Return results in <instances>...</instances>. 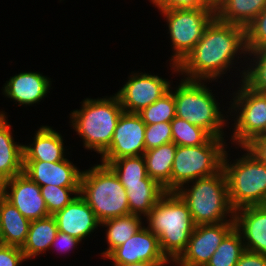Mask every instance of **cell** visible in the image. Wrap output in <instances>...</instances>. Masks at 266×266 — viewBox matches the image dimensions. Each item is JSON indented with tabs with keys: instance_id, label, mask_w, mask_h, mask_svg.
Masks as SVG:
<instances>
[{
	"instance_id": "obj_1",
	"label": "cell",
	"mask_w": 266,
	"mask_h": 266,
	"mask_svg": "<svg viewBox=\"0 0 266 266\" xmlns=\"http://www.w3.org/2000/svg\"><path fill=\"white\" fill-rule=\"evenodd\" d=\"M247 53L245 28L215 17L196 46L177 65L178 75L186 80L216 82L227 71L230 73L233 65L241 63L237 60L247 57Z\"/></svg>"
},
{
	"instance_id": "obj_2",
	"label": "cell",
	"mask_w": 266,
	"mask_h": 266,
	"mask_svg": "<svg viewBox=\"0 0 266 266\" xmlns=\"http://www.w3.org/2000/svg\"><path fill=\"white\" fill-rule=\"evenodd\" d=\"M145 218L146 227L158 237L161 252L173 263L196 227L187 203L177 192H166Z\"/></svg>"
},
{
	"instance_id": "obj_3",
	"label": "cell",
	"mask_w": 266,
	"mask_h": 266,
	"mask_svg": "<svg viewBox=\"0 0 266 266\" xmlns=\"http://www.w3.org/2000/svg\"><path fill=\"white\" fill-rule=\"evenodd\" d=\"M81 104V109L70 112V127L81 137L86 150L101 155L110 146L124 110L115 94L96 99L84 98Z\"/></svg>"
},
{
	"instance_id": "obj_4",
	"label": "cell",
	"mask_w": 266,
	"mask_h": 266,
	"mask_svg": "<svg viewBox=\"0 0 266 266\" xmlns=\"http://www.w3.org/2000/svg\"><path fill=\"white\" fill-rule=\"evenodd\" d=\"M179 81L176 88L171 85L169 88L174 95L176 116L201 127L212 137L225 138L223 128L230 124L229 115L221 112V104L216 101L207 83L183 78Z\"/></svg>"
},
{
	"instance_id": "obj_5",
	"label": "cell",
	"mask_w": 266,
	"mask_h": 266,
	"mask_svg": "<svg viewBox=\"0 0 266 266\" xmlns=\"http://www.w3.org/2000/svg\"><path fill=\"white\" fill-rule=\"evenodd\" d=\"M189 183L191 186L187 183L188 186L183 185L176 192L187 203L196 226L234 222L235 210L229 201L227 178L223 169Z\"/></svg>"
},
{
	"instance_id": "obj_6",
	"label": "cell",
	"mask_w": 266,
	"mask_h": 266,
	"mask_svg": "<svg viewBox=\"0 0 266 266\" xmlns=\"http://www.w3.org/2000/svg\"><path fill=\"white\" fill-rule=\"evenodd\" d=\"M79 195L100 223L130 214L126 190L108 165L95 164L82 171Z\"/></svg>"
},
{
	"instance_id": "obj_7",
	"label": "cell",
	"mask_w": 266,
	"mask_h": 266,
	"mask_svg": "<svg viewBox=\"0 0 266 266\" xmlns=\"http://www.w3.org/2000/svg\"><path fill=\"white\" fill-rule=\"evenodd\" d=\"M240 148L245 151L242 157L232 162L226 150L222 161L231 207L236 210L245 206L266 205V165L245 147Z\"/></svg>"
},
{
	"instance_id": "obj_8",
	"label": "cell",
	"mask_w": 266,
	"mask_h": 266,
	"mask_svg": "<svg viewBox=\"0 0 266 266\" xmlns=\"http://www.w3.org/2000/svg\"><path fill=\"white\" fill-rule=\"evenodd\" d=\"M226 145L224 138L212 137L203 145L177 146L171 173V192L193 180L219 172L228 148Z\"/></svg>"
},
{
	"instance_id": "obj_9",
	"label": "cell",
	"mask_w": 266,
	"mask_h": 266,
	"mask_svg": "<svg viewBox=\"0 0 266 266\" xmlns=\"http://www.w3.org/2000/svg\"><path fill=\"white\" fill-rule=\"evenodd\" d=\"M164 16L170 41L172 55L170 68L172 73L178 74L177 65L196 46L202 38L206 27L215 16V7L182 8L159 10ZM172 62V63H171Z\"/></svg>"
},
{
	"instance_id": "obj_10",
	"label": "cell",
	"mask_w": 266,
	"mask_h": 266,
	"mask_svg": "<svg viewBox=\"0 0 266 266\" xmlns=\"http://www.w3.org/2000/svg\"><path fill=\"white\" fill-rule=\"evenodd\" d=\"M240 83L237 91L231 93L233 102L230 101L228 109L231 111L229 117H235L230 141L232 145H238V149L260 136L266 128V94L252 91L242 81Z\"/></svg>"
},
{
	"instance_id": "obj_11",
	"label": "cell",
	"mask_w": 266,
	"mask_h": 266,
	"mask_svg": "<svg viewBox=\"0 0 266 266\" xmlns=\"http://www.w3.org/2000/svg\"><path fill=\"white\" fill-rule=\"evenodd\" d=\"M169 81L151 73L131 72L128 81L115 95L124 112L139 113L169 91Z\"/></svg>"
},
{
	"instance_id": "obj_12",
	"label": "cell",
	"mask_w": 266,
	"mask_h": 266,
	"mask_svg": "<svg viewBox=\"0 0 266 266\" xmlns=\"http://www.w3.org/2000/svg\"><path fill=\"white\" fill-rule=\"evenodd\" d=\"M234 227V222L197 225L189 237L186 249L172 265L206 266L225 236Z\"/></svg>"
},
{
	"instance_id": "obj_13",
	"label": "cell",
	"mask_w": 266,
	"mask_h": 266,
	"mask_svg": "<svg viewBox=\"0 0 266 266\" xmlns=\"http://www.w3.org/2000/svg\"><path fill=\"white\" fill-rule=\"evenodd\" d=\"M145 129L146 124L137 113L123 112L117 122L110 146L100 155L101 161L143 155L146 151Z\"/></svg>"
},
{
	"instance_id": "obj_14",
	"label": "cell",
	"mask_w": 266,
	"mask_h": 266,
	"mask_svg": "<svg viewBox=\"0 0 266 266\" xmlns=\"http://www.w3.org/2000/svg\"><path fill=\"white\" fill-rule=\"evenodd\" d=\"M3 194L30 221L50 216L40 186L24 172L4 182Z\"/></svg>"
},
{
	"instance_id": "obj_15",
	"label": "cell",
	"mask_w": 266,
	"mask_h": 266,
	"mask_svg": "<svg viewBox=\"0 0 266 266\" xmlns=\"http://www.w3.org/2000/svg\"><path fill=\"white\" fill-rule=\"evenodd\" d=\"M116 265L147 262H170L161 252L158 237L145 225L108 255Z\"/></svg>"
},
{
	"instance_id": "obj_16",
	"label": "cell",
	"mask_w": 266,
	"mask_h": 266,
	"mask_svg": "<svg viewBox=\"0 0 266 266\" xmlns=\"http://www.w3.org/2000/svg\"><path fill=\"white\" fill-rule=\"evenodd\" d=\"M65 158L60 162L23 160V172L40 187L55 185L59 187H80L82 171Z\"/></svg>"
},
{
	"instance_id": "obj_17",
	"label": "cell",
	"mask_w": 266,
	"mask_h": 266,
	"mask_svg": "<svg viewBox=\"0 0 266 266\" xmlns=\"http://www.w3.org/2000/svg\"><path fill=\"white\" fill-rule=\"evenodd\" d=\"M58 231L64 232L82 242L100 227L93 210L77 195L67 206L53 215Z\"/></svg>"
},
{
	"instance_id": "obj_18",
	"label": "cell",
	"mask_w": 266,
	"mask_h": 266,
	"mask_svg": "<svg viewBox=\"0 0 266 266\" xmlns=\"http://www.w3.org/2000/svg\"><path fill=\"white\" fill-rule=\"evenodd\" d=\"M234 223L241 234L245 250L266 256V205L236 209Z\"/></svg>"
},
{
	"instance_id": "obj_19",
	"label": "cell",
	"mask_w": 266,
	"mask_h": 266,
	"mask_svg": "<svg viewBox=\"0 0 266 266\" xmlns=\"http://www.w3.org/2000/svg\"><path fill=\"white\" fill-rule=\"evenodd\" d=\"M51 82V78L40 72H20L6 81L2 93L18 106H32L47 96Z\"/></svg>"
},
{
	"instance_id": "obj_20",
	"label": "cell",
	"mask_w": 266,
	"mask_h": 266,
	"mask_svg": "<svg viewBox=\"0 0 266 266\" xmlns=\"http://www.w3.org/2000/svg\"><path fill=\"white\" fill-rule=\"evenodd\" d=\"M32 140L29 145L23 144V160L60 162L65 159L63 137L52 127L40 126Z\"/></svg>"
},
{
	"instance_id": "obj_21",
	"label": "cell",
	"mask_w": 266,
	"mask_h": 266,
	"mask_svg": "<svg viewBox=\"0 0 266 266\" xmlns=\"http://www.w3.org/2000/svg\"><path fill=\"white\" fill-rule=\"evenodd\" d=\"M5 111L0 112V178L5 182L23 172V144L14 141Z\"/></svg>"
},
{
	"instance_id": "obj_22",
	"label": "cell",
	"mask_w": 266,
	"mask_h": 266,
	"mask_svg": "<svg viewBox=\"0 0 266 266\" xmlns=\"http://www.w3.org/2000/svg\"><path fill=\"white\" fill-rule=\"evenodd\" d=\"M30 220L4 197L0 204V243L22 248L26 242Z\"/></svg>"
},
{
	"instance_id": "obj_23",
	"label": "cell",
	"mask_w": 266,
	"mask_h": 266,
	"mask_svg": "<svg viewBox=\"0 0 266 266\" xmlns=\"http://www.w3.org/2000/svg\"><path fill=\"white\" fill-rule=\"evenodd\" d=\"M126 190L130 214L145 217L166 193L155 180L147 176L141 183L122 184Z\"/></svg>"
},
{
	"instance_id": "obj_24",
	"label": "cell",
	"mask_w": 266,
	"mask_h": 266,
	"mask_svg": "<svg viewBox=\"0 0 266 266\" xmlns=\"http://www.w3.org/2000/svg\"><path fill=\"white\" fill-rule=\"evenodd\" d=\"M177 145L173 142L145 151L147 175L171 192V173Z\"/></svg>"
},
{
	"instance_id": "obj_25",
	"label": "cell",
	"mask_w": 266,
	"mask_h": 266,
	"mask_svg": "<svg viewBox=\"0 0 266 266\" xmlns=\"http://www.w3.org/2000/svg\"><path fill=\"white\" fill-rule=\"evenodd\" d=\"M266 7V0H221L215 6L216 18L246 28Z\"/></svg>"
},
{
	"instance_id": "obj_26",
	"label": "cell",
	"mask_w": 266,
	"mask_h": 266,
	"mask_svg": "<svg viewBox=\"0 0 266 266\" xmlns=\"http://www.w3.org/2000/svg\"><path fill=\"white\" fill-rule=\"evenodd\" d=\"M57 232L56 220L52 215L46 218L32 220L29 225L26 242L21 248L25 259H35L38 255L49 251Z\"/></svg>"
},
{
	"instance_id": "obj_27",
	"label": "cell",
	"mask_w": 266,
	"mask_h": 266,
	"mask_svg": "<svg viewBox=\"0 0 266 266\" xmlns=\"http://www.w3.org/2000/svg\"><path fill=\"white\" fill-rule=\"evenodd\" d=\"M142 218L139 215L128 214L101 222L100 226L106 227L105 238L108 247L100 255L107 256L113 249L122 245L136 234L144 226Z\"/></svg>"
},
{
	"instance_id": "obj_28",
	"label": "cell",
	"mask_w": 266,
	"mask_h": 266,
	"mask_svg": "<svg viewBox=\"0 0 266 266\" xmlns=\"http://www.w3.org/2000/svg\"><path fill=\"white\" fill-rule=\"evenodd\" d=\"M247 52V55H249L247 59L251 61L246 64L247 66L245 65L247 68L241 67L242 71L237 68L241 72L239 77L241 76L242 79L240 81L252 91L266 94V48L247 50Z\"/></svg>"
},
{
	"instance_id": "obj_29",
	"label": "cell",
	"mask_w": 266,
	"mask_h": 266,
	"mask_svg": "<svg viewBox=\"0 0 266 266\" xmlns=\"http://www.w3.org/2000/svg\"><path fill=\"white\" fill-rule=\"evenodd\" d=\"M244 251L241 234L234 227L225 236L206 266H236Z\"/></svg>"
},
{
	"instance_id": "obj_30",
	"label": "cell",
	"mask_w": 266,
	"mask_h": 266,
	"mask_svg": "<svg viewBox=\"0 0 266 266\" xmlns=\"http://www.w3.org/2000/svg\"><path fill=\"white\" fill-rule=\"evenodd\" d=\"M100 162L108 165L114 171L121 184L141 183V180L148 176L143 155L122 157L114 161Z\"/></svg>"
},
{
	"instance_id": "obj_31",
	"label": "cell",
	"mask_w": 266,
	"mask_h": 266,
	"mask_svg": "<svg viewBox=\"0 0 266 266\" xmlns=\"http://www.w3.org/2000/svg\"><path fill=\"white\" fill-rule=\"evenodd\" d=\"M172 142L177 146H197L206 144L212 136L201 127L175 116L171 120Z\"/></svg>"
},
{
	"instance_id": "obj_32",
	"label": "cell",
	"mask_w": 266,
	"mask_h": 266,
	"mask_svg": "<svg viewBox=\"0 0 266 266\" xmlns=\"http://www.w3.org/2000/svg\"><path fill=\"white\" fill-rule=\"evenodd\" d=\"M145 124L171 122L176 116L175 100L169 90L160 99L137 113Z\"/></svg>"
},
{
	"instance_id": "obj_33",
	"label": "cell",
	"mask_w": 266,
	"mask_h": 266,
	"mask_svg": "<svg viewBox=\"0 0 266 266\" xmlns=\"http://www.w3.org/2000/svg\"><path fill=\"white\" fill-rule=\"evenodd\" d=\"M41 195L45 200L49 215H54L67 206L77 195L79 187L41 186ZM74 195V196H73Z\"/></svg>"
},
{
	"instance_id": "obj_34",
	"label": "cell",
	"mask_w": 266,
	"mask_h": 266,
	"mask_svg": "<svg viewBox=\"0 0 266 266\" xmlns=\"http://www.w3.org/2000/svg\"><path fill=\"white\" fill-rule=\"evenodd\" d=\"M246 49L266 48V7L245 28Z\"/></svg>"
},
{
	"instance_id": "obj_35",
	"label": "cell",
	"mask_w": 266,
	"mask_h": 266,
	"mask_svg": "<svg viewBox=\"0 0 266 266\" xmlns=\"http://www.w3.org/2000/svg\"><path fill=\"white\" fill-rule=\"evenodd\" d=\"M145 150L172 142L171 122L146 124L144 134Z\"/></svg>"
},
{
	"instance_id": "obj_36",
	"label": "cell",
	"mask_w": 266,
	"mask_h": 266,
	"mask_svg": "<svg viewBox=\"0 0 266 266\" xmlns=\"http://www.w3.org/2000/svg\"><path fill=\"white\" fill-rule=\"evenodd\" d=\"M158 10L215 7L209 0H149Z\"/></svg>"
},
{
	"instance_id": "obj_37",
	"label": "cell",
	"mask_w": 266,
	"mask_h": 266,
	"mask_svg": "<svg viewBox=\"0 0 266 266\" xmlns=\"http://www.w3.org/2000/svg\"><path fill=\"white\" fill-rule=\"evenodd\" d=\"M24 261L21 248L0 243V266H19Z\"/></svg>"
},
{
	"instance_id": "obj_38",
	"label": "cell",
	"mask_w": 266,
	"mask_h": 266,
	"mask_svg": "<svg viewBox=\"0 0 266 266\" xmlns=\"http://www.w3.org/2000/svg\"><path fill=\"white\" fill-rule=\"evenodd\" d=\"M79 243H81V241L77 238L58 231L50 249L52 248L53 250V248H56L54 250L60 251L61 253H69V251H72L73 248L75 249Z\"/></svg>"
},
{
	"instance_id": "obj_39",
	"label": "cell",
	"mask_w": 266,
	"mask_h": 266,
	"mask_svg": "<svg viewBox=\"0 0 266 266\" xmlns=\"http://www.w3.org/2000/svg\"><path fill=\"white\" fill-rule=\"evenodd\" d=\"M244 147L266 165V138H254Z\"/></svg>"
},
{
	"instance_id": "obj_40",
	"label": "cell",
	"mask_w": 266,
	"mask_h": 266,
	"mask_svg": "<svg viewBox=\"0 0 266 266\" xmlns=\"http://www.w3.org/2000/svg\"><path fill=\"white\" fill-rule=\"evenodd\" d=\"M236 266H266V256L245 250Z\"/></svg>"
},
{
	"instance_id": "obj_41",
	"label": "cell",
	"mask_w": 266,
	"mask_h": 266,
	"mask_svg": "<svg viewBox=\"0 0 266 266\" xmlns=\"http://www.w3.org/2000/svg\"><path fill=\"white\" fill-rule=\"evenodd\" d=\"M171 262H147V261H141L137 263H128V264H121L116 266H167V264H170Z\"/></svg>"
},
{
	"instance_id": "obj_42",
	"label": "cell",
	"mask_w": 266,
	"mask_h": 266,
	"mask_svg": "<svg viewBox=\"0 0 266 266\" xmlns=\"http://www.w3.org/2000/svg\"><path fill=\"white\" fill-rule=\"evenodd\" d=\"M4 181L0 178V193H3Z\"/></svg>"
},
{
	"instance_id": "obj_43",
	"label": "cell",
	"mask_w": 266,
	"mask_h": 266,
	"mask_svg": "<svg viewBox=\"0 0 266 266\" xmlns=\"http://www.w3.org/2000/svg\"><path fill=\"white\" fill-rule=\"evenodd\" d=\"M104 259L110 260L112 262V266H116L113 260H111L108 256L106 255H101Z\"/></svg>"
},
{
	"instance_id": "obj_44",
	"label": "cell",
	"mask_w": 266,
	"mask_h": 266,
	"mask_svg": "<svg viewBox=\"0 0 266 266\" xmlns=\"http://www.w3.org/2000/svg\"><path fill=\"white\" fill-rule=\"evenodd\" d=\"M256 138H266V128L264 129L263 133Z\"/></svg>"
},
{
	"instance_id": "obj_45",
	"label": "cell",
	"mask_w": 266,
	"mask_h": 266,
	"mask_svg": "<svg viewBox=\"0 0 266 266\" xmlns=\"http://www.w3.org/2000/svg\"><path fill=\"white\" fill-rule=\"evenodd\" d=\"M214 6H216L221 0H209Z\"/></svg>"
},
{
	"instance_id": "obj_46",
	"label": "cell",
	"mask_w": 266,
	"mask_h": 266,
	"mask_svg": "<svg viewBox=\"0 0 266 266\" xmlns=\"http://www.w3.org/2000/svg\"><path fill=\"white\" fill-rule=\"evenodd\" d=\"M4 197L3 193H0V204H1V199Z\"/></svg>"
}]
</instances>
